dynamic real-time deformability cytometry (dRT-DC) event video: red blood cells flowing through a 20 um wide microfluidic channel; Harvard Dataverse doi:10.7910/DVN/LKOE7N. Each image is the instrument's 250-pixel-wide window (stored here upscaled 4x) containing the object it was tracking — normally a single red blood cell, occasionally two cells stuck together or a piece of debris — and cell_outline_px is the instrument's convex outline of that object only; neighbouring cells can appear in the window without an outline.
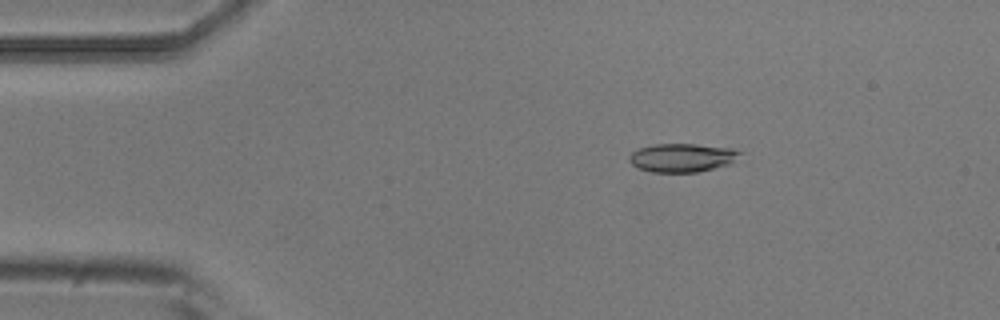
{"species": "common noctule bat (a hibernating species)", "species_latin": "Nyctalus noctula", "temperature_condition": "room temperature", "stored_images_in_passage": 4, "camera_frame_rate_fps": 3000, "um_per_image_px": 0.085, "animal": {"sex": "male", "body_mass_g": 20.5, "forearm_length_mm": 52.5}, "frame": {"image": 1, "passage_image": 2, "time_ms": 0.333, "image_size_px": [1000, 320], "cell_outline_px": [[744, 152], [732, 164], [696, 172], [652, 172], [640, 168], [632, 164], [628, 160], [628, 156], [636, 148], [652, 144], [696, 144], [732, 148]], "centroid_in_image_um": [58.0, 13.39], "position_along_channel_um": 27.0, "area_um2": 18.67}}
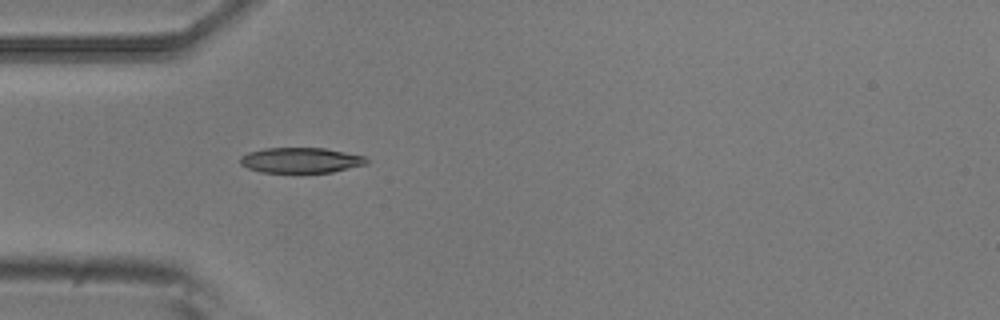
{"frame": {"image": 2, "passage_image": 4, "time_ms": 1.0, "image_size_px": [1000, 320], "cell_outline_px": [[372, 160], [368, 164], [332, 172], [260, 172], [248, 168], [240, 164], [240, 156], [248, 152], [264, 148], [324, 148], [364, 156]], "centroid_in_image_um": [25.59, 13.62], "position_along_channel_um": 59.4, "area_um2": 18.73}}